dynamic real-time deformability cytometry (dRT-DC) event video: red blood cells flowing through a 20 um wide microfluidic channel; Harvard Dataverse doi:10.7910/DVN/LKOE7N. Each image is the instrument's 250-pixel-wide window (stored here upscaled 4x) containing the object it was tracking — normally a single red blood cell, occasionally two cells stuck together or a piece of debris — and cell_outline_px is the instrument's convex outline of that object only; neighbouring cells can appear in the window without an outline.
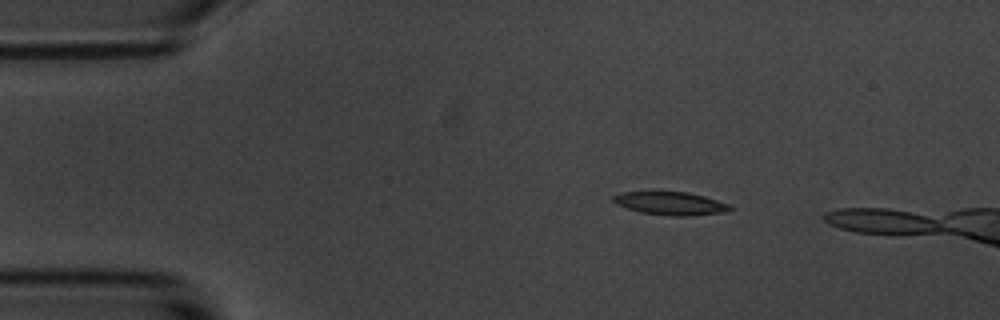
{"species": "common noctule bat (a hibernating species)", "species_latin": "Nyctalus noctula", "temperature_condition": "room temperature", "stored_images_in_passage": 3, "camera_frame_rate_fps": 3000, "um_per_image_px": 0.085, "animal": {"sex": "male", "body_mass_g": 20.1, "forearm_length_mm": 53.5}, "frame": {"image": 1, "passage_image": 1, "time_ms": 0.0, "image_size_px": [1000, 320], "cell_outline_px": [[732, 208], [720, 212], [688, 216], [672, 216], [640, 212], [616, 204], [612, 200], [612, 196], [624, 192], [652, 188], [660, 188], [688, 192], [704, 196], [728, 204]], "centroid_in_image_um": [56.87, 17.21], "position_along_channel_um": 28.1, "area_um2": 16.42}}